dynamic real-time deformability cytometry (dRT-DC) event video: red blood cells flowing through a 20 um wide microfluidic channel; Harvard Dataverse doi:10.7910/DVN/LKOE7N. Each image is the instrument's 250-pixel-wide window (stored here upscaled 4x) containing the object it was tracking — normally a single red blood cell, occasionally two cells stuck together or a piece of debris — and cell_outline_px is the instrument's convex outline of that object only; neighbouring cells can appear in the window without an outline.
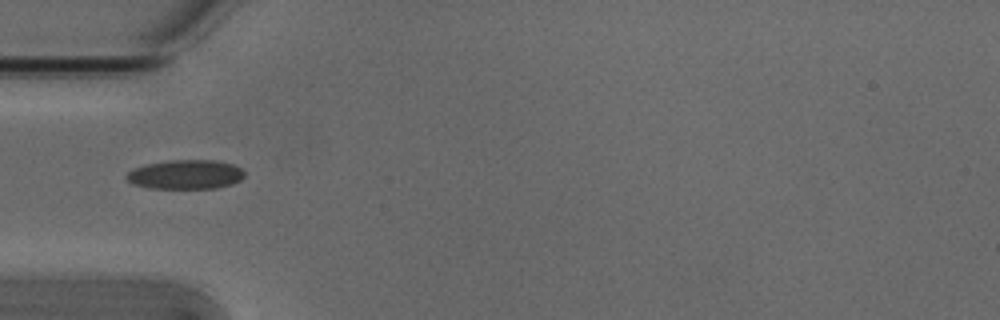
{"species": "Egyptian fruit bat (a non-hibernating species)", "species_latin": "Rousettus aegyptiacus", "temperature_condition": "cold", "stored_images_in_passage": 1, "camera_frame_rate_fps": 3000, "um_per_image_px": 0.085, "animal": {"sex": "male"}, "frame": {"image": 1, "passage_image": 1, "time_ms": 0.0, "image_size_px": [1000, 320], "cell_outline_px": [[244, 176], [240, 180], [232, 184], [216, 188], [148, 188], [132, 184], [124, 176], [128, 172], [144, 164], [168, 160], [216, 160], [232, 164], [240, 168], [244, 172]], "centroid_in_image_um": [15.76, 14.83], "position_along_channel_um": 69.2, "area_um2": 20.17}}